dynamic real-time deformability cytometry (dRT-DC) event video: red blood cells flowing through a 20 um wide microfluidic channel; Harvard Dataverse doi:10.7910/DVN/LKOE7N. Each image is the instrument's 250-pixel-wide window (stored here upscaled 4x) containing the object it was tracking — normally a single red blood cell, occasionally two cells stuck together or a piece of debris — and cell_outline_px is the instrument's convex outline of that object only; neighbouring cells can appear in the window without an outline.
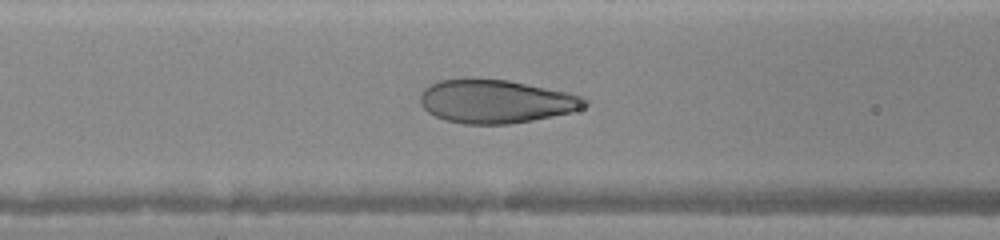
{"species": "human", "species_latin": "Homo sapiens", "temperature_condition": "warm", "stored_images_in_passage": 31, "camera_frame_rate_fps": 3000, "um_per_image_px": 0.085, "donor": {"sex": "female"}, "frame": {"image": 1, "passage_image": 5, "time_ms": 1.333, "image_size_px": [1000, 240], "cell_outline_px": [[588, 104], [572, 112], [532, 120], [508, 124], [464, 124], [444, 120], [428, 112], [420, 104], [420, 92], [424, 88], [440, 80], [508, 80], [568, 92], [584, 96], [588, 100]], "centroid_in_image_um": [42.16, 8.63], "position_along_channel_um": 124.4, "area_um2": 41.27}}
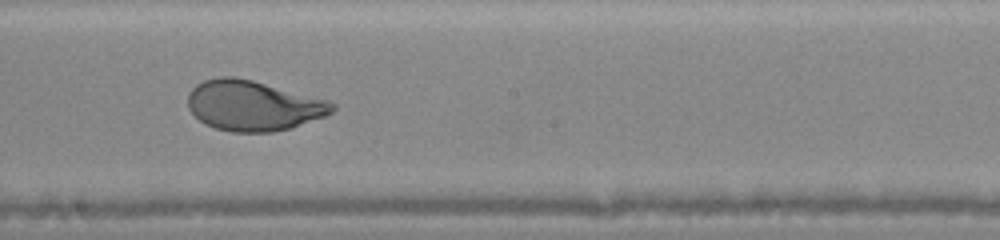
{"frame": {"image": 2, "passage_image": 12, "time_ms": 3.667, "image_size_px": [1000, 240], "cell_outline_px": [[336, 108], [332, 112], [324, 116], [288, 128], [272, 132], [232, 132], [216, 128], [204, 124], [188, 108], [188, 92], [196, 84], [204, 80], [220, 76], [232, 76], [252, 80], [332, 100], [336, 104]], "centroid_in_image_um": [21.53, 8.96], "position_along_channel_um": 226.7, "area_um2": 42.37}}
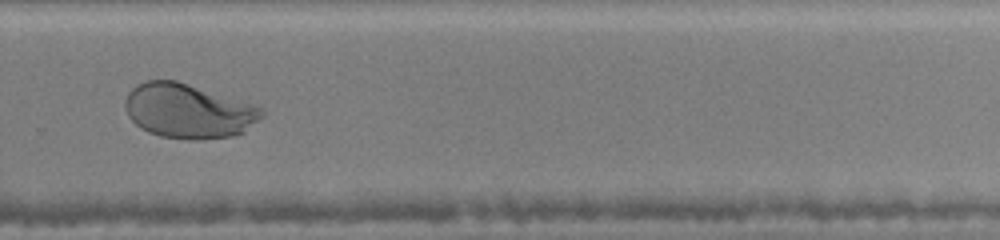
{"frame": {"image": 3, "passage_image": 18, "time_ms": 5.667, "image_size_px": [1000, 240], "cell_outline_px": [[264, 116], [244, 132], [232, 136], [200, 140], [188, 140], [160, 136], [148, 132], [140, 128], [128, 116], [124, 104], [124, 100], [128, 92], [136, 84], [148, 80], [176, 80], [252, 104], [264, 108]], "centroid_in_image_um": [15.99, 9.44], "position_along_channel_um": 313.8, "area_um2": 43.52}}